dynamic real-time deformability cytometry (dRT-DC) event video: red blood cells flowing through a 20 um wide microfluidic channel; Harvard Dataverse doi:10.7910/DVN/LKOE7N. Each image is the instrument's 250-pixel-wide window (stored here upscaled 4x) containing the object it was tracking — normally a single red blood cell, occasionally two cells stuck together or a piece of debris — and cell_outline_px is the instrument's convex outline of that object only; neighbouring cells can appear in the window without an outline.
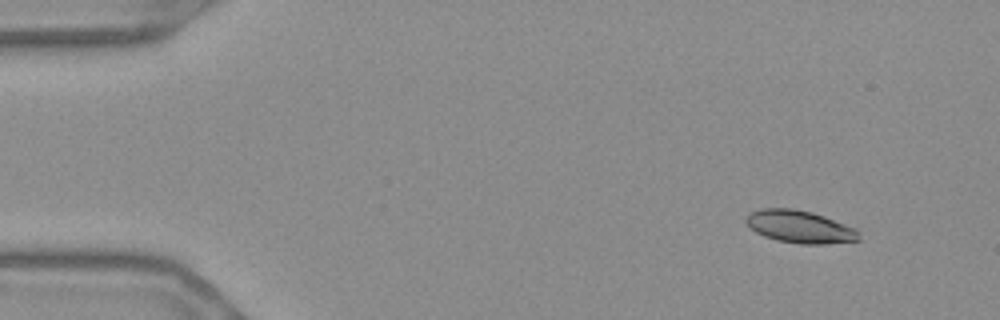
{"species": "Egyptian fruit bat (a non-hibernating species)", "species_latin": "Rousettus aegyptiacus", "temperature_condition": "warm", "stored_images_in_passage": 52, "camera_frame_rate_fps": 3000, "um_per_image_px": 0.085, "frame": {"image": 1, "passage_image": 2, "time_ms": 0.333, "image_size_px": [1000, 320], "cell_outline_px": [[860, 240], [828, 244], [800, 244], [776, 240], [764, 236], [756, 232], [744, 220], [744, 216], [760, 208], [792, 208], [812, 212], [824, 216], [856, 228], [860, 232]], "centroid_in_image_um": [68.0, 19.27], "position_along_channel_um": 17.0, "area_um2": 21.56}}
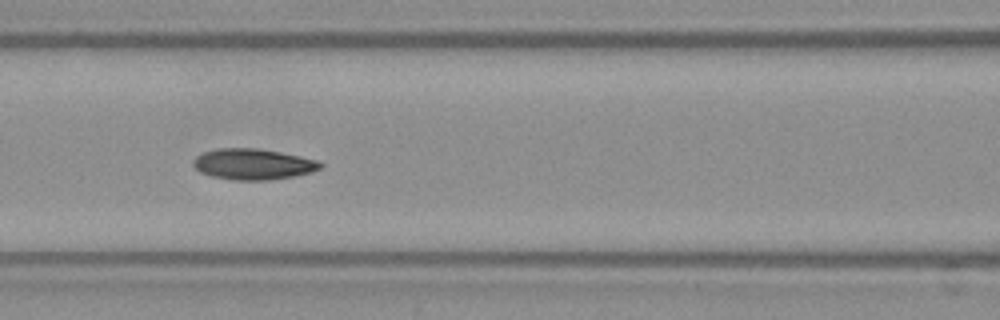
{"frame": {"image": 2, "passage_image": 21, "time_ms": 6.667, "image_size_px": [1000, 320], "cell_outline_px": [[324, 164], [320, 168], [312, 172], [296, 176], [268, 180], [232, 180], [212, 176], [200, 172], [192, 164], [192, 160], [196, 156], [204, 152], [220, 148], [256, 148], [280, 152], [300, 156], [316, 160]], "centroid_in_image_um": [21.51, 13.96], "position_along_channel_um": 145.1, "area_um2": 22.89}}
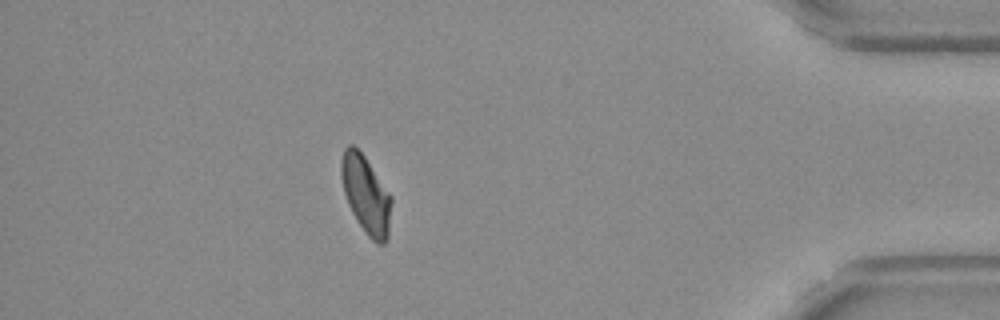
{"frame": {"image": 3, "passage_image": 46, "time_ms": 15.0, "image_size_px": [1000, 320], "cell_outline_px": [[392, 200], [388, 240], [384, 244], [376, 244], [364, 232], [352, 212], [348, 204], [344, 192], [340, 176], [340, 160], [344, 148], [348, 144], [352, 144], [364, 156], [392, 196]], "centroid_in_image_um": [31.1, 16.56], "position_along_channel_um": 404.1, "area_um2": 22.95}, "authors_computed_cell_mechanics": {"area_um2": 22.2819, "velocity_mm_per_s": 3.666, "shape_relaxation_time_tau1_ms": 7.3397, "shape_relaxation_time_tau2_ms": 2.4691, "deformation_change_tau1": 0.1463, "deformation_change_tau2": 0.0735}}